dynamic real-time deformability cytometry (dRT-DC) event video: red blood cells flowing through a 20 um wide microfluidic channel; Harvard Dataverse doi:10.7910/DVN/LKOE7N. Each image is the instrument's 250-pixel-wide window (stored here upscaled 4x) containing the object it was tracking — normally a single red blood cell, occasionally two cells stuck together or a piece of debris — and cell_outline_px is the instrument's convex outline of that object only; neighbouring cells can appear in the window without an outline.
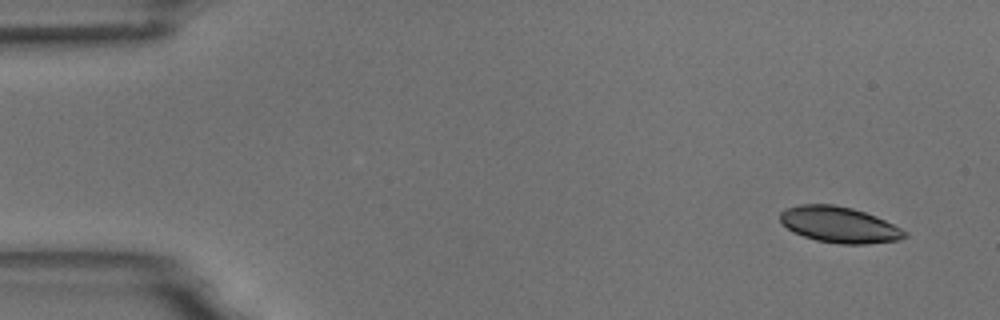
{"species": "common noctule bat (a hibernating species)", "species_latin": "Nyctalus noctula", "temperature_condition": "room temperature", "stored_images_in_passage": 7, "camera_frame_rate_fps": 3000, "um_per_image_px": 0.085, "animal": {"sex": "male", "body_mass_g": 18.8}, "frame": {"image": 1, "passage_image": 1, "time_ms": 0.0, "image_size_px": [1000, 320], "cell_outline_px": [[908, 236], [900, 240], [868, 244], [840, 244], [816, 240], [792, 232], [780, 220], [780, 212], [784, 208], [800, 204], [832, 204], [852, 208], [876, 216], [908, 232]], "centroid_in_image_um": [71.34, 19.1], "position_along_channel_um": 13.7, "area_um2": 26.18}}
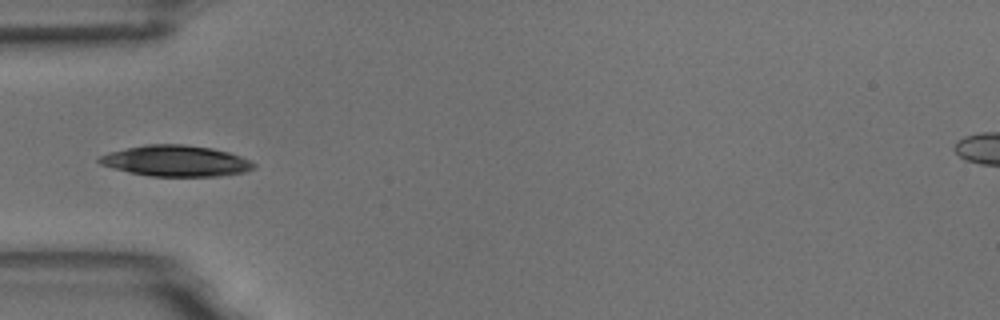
{"frame": {"image": 2, "passage_image": 5, "time_ms": 4.667, "image_size_px": [1000, 320], "cell_outline_px": [[256, 168], [244, 172], [220, 176], [152, 176], [128, 172], [112, 168], [100, 164], [96, 160], [100, 156], [108, 152], [124, 148], [144, 144], [184, 144], [212, 148], [228, 152], [240, 156], [256, 164]], "centroid_in_image_um": [14.92, 13.67], "position_along_channel_um": 70.1, "area_um2": 28.03}}